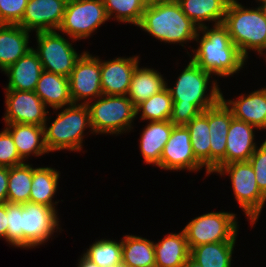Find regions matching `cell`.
<instances>
[{
  "label": "cell",
  "instance_id": "cell-1",
  "mask_svg": "<svg viewBox=\"0 0 266 267\" xmlns=\"http://www.w3.org/2000/svg\"><path fill=\"white\" fill-rule=\"evenodd\" d=\"M199 28L190 59L212 76L227 78L243 70L247 59L231 41L228 29L223 24ZM202 34V36L200 35Z\"/></svg>",
  "mask_w": 266,
  "mask_h": 267
},
{
  "label": "cell",
  "instance_id": "cell-2",
  "mask_svg": "<svg viewBox=\"0 0 266 267\" xmlns=\"http://www.w3.org/2000/svg\"><path fill=\"white\" fill-rule=\"evenodd\" d=\"M137 27L160 42L179 43L183 47L185 43L194 41L199 31L176 0L146 7Z\"/></svg>",
  "mask_w": 266,
  "mask_h": 267
},
{
  "label": "cell",
  "instance_id": "cell-3",
  "mask_svg": "<svg viewBox=\"0 0 266 267\" xmlns=\"http://www.w3.org/2000/svg\"><path fill=\"white\" fill-rule=\"evenodd\" d=\"M223 25L240 53L249 58V51L266 60V18L259 6L244 7L238 0H230ZM249 50V51H248Z\"/></svg>",
  "mask_w": 266,
  "mask_h": 267
},
{
  "label": "cell",
  "instance_id": "cell-4",
  "mask_svg": "<svg viewBox=\"0 0 266 267\" xmlns=\"http://www.w3.org/2000/svg\"><path fill=\"white\" fill-rule=\"evenodd\" d=\"M59 109L62 111L58 112L49 127L46 123L43 126L44 142L48 152H81L84 131L89 128V132L94 134L87 104H71Z\"/></svg>",
  "mask_w": 266,
  "mask_h": 267
},
{
  "label": "cell",
  "instance_id": "cell-5",
  "mask_svg": "<svg viewBox=\"0 0 266 267\" xmlns=\"http://www.w3.org/2000/svg\"><path fill=\"white\" fill-rule=\"evenodd\" d=\"M180 73L174 87H168V82L166 83L173 104L197 106L203 112L221 100L222 91L217 80L210 81L213 76L191 59Z\"/></svg>",
  "mask_w": 266,
  "mask_h": 267
},
{
  "label": "cell",
  "instance_id": "cell-6",
  "mask_svg": "<svg viewBox=\"0 0 266 267\" xmlns=\"http://www.w3.org/2000/svg\"><path fill=\"white\" fill-rule=\"evenodd\" d=\"M93 101L87 106L94 134L117 136L134 129L136 107L127 95H101Z\"/></svg>",
  "mask_w": 266,
  "mask_h": 267
},
{
  "label": "cell",
  "instance_id": "cell-7",
  "mask_svg": "<svg viewBox=\"0 0 266 267\" xmlns=\"http://www.w3.org/2000/svg\"><path fill=\"white\" fill-rule=\"evenodd\" d=\"M215 173L220 176H225V174L229 176L234 198L250 221V226L253 227L260 217L266 196L257 185L250 162H232L221 166Z\"/></svg>",
  "mask_w": 266,
  "mask_h": 267
},
{
  "label": "cell",
  "instance_id": "cell-8",
  "mask_svg": "<svg viewBox=\"0 0 266 267\" xmlns=\"http://www.w3.org/2000/svg\"><path fill=\"white\" fill-rule=\"evenodd\" d=\"M235 213L208 212L195 217L183 228L191 250L201 244L236 241L239 225Z\"/></svg>",
  "mask_w": 266,
  "mask_h": 267
},
{
  "label": "cell",
  "instance_id": "cell-9",
  "mask_svg": "<svg viewBox=\"0 0 266 267\" xmlns=\"http://www.w3.org/2000/svg\"><path fill=\"white\" fill-rule=\"evenodd\" d=\"M108 20L103 0H68L57 31L66 34L73 42L88 39Z\"/></svg>",
  "mask_w": 266,
  "mask_h": 267
},
{
  "label": "cell",
  "instance_id": "cell-10",
  "mask_svg": "<svg viewBox=\"0 0 266 267\" xmlns=\"http://www.w3.org/2000/svg\"><path fill=\"white\" fill-rule=\"evenodd\" d=\"M36 52L43 70L69 78L76 61L82 56L77 53L69 39L59 31H45L36 33ZM65 37V38H64Z\"/></svg>",
  "mask_w": 266,
  "mask_h": 267
},
{
  "label": "cell",
  "instance_id": "cell-11",
  "mask_svg": "<svg viewBox=\"0 0 266 267\" xmlns=\"http://www.w3.org/2000/svg\"><path fill=\"white\" fill-rule=\"evenodd\" d=\"M58 211L28 201L22 204L21 228L23 230V249H33L45 244L58 230ZM60 226V228H59Z\"/></svg>",
  "mask_w": 266,
  "mask_h": 267
},
{
  "label": "cell",
  "instance_id": "cell-12",
  "mask_svg": "<svg viewBox=\"0 0 266 267\" xmlns=\"http://www.w3.org/2000/svg\"><path fill=\"white\" fill-rule=\"evenodd\" d=\"M69 84L73 104H88L103 95L101 59L84 51L74 65L69 76Z\"/></svg>",
  "mask_w": 266,
  "mask_h": 267
},
{
  "label": "cell",
  "instance_id": "cell-13",
  "mask_svg": "<svg viewBox=\"0 0 266 267\" xmlns=\"http://www.w3.org/2000/svg\"><path fill=\"white\" fill-rule=\"evenodd\" d=\"M5 123L44 126L52 117L44 102L34 91L5 90Z\"/></svg>",
  "mask_w": 266,
  "mask_h": 267
},
{
  "label": "cell",
  "instance_id": "cell-14",
  "mask_svg": "<svg viewBox=\"0 0 266 267\" xmlns=\"http://www.w3.org/2000/svg\"><path fill=\"white\" fill-rule=\"evenodd\" d=\"M202 167L193 153L188 129L185 125H175L161 155V170L198 172Z\"/></svg>",
  "mask_w": 266,
  "mask_h": 267
},
{
  "label": "cell",
  "instance_id": "cell-15",
  "mask_svg": "<svg viewBox=\"0 0 266 267\" xmlns=\"http://www.w3.org/2000/svg\"><path fill=\"white\" fill-rule=\"evenodd\" d=\"M68 0H28L19 26L29 32L57 31Z\"/></svg>",
  "mask_w": 266,
  "mask_h": 267
},
{
  "label": "cell",
  "instance_id": "cell-16",
  "mask_svg": "<svg viewBox=\"0 0 266 267\" xmlns=\"http://www.w3.org/2000/svg\"><path fill=\"white\" fill-rule=\"evenodd\" d=\"M231 110L220 100L208 108V125L210 131V174L225 165L227 133L233 119Z\"/></svg>",
  "mask_w": 266,
  "mask_h": 267
},
{
  "label": "cell",
  "instance_id": "cell-17",
  "mask_svg": "<svg viewBox=\"0 0 266 267\" xmlns=\"http://www.w3.org/2000/svg\"><path fill=\"white\" fill-rule=\"evenodd\" d=\"M140 56L101 59V88L103 95H127L133 72L140 64Z\"/></svg>",
  "mask_w": 266,
  "mask_h": 267
},
{
  "label": "cell",
  "instance_id": "cell-18",
  "mask_svg": "<svg viewBox=\"0 0 266 267\" xmlns=\"http://www.w3.org/2000/svg\"><path fill=\"white\" fill-rule=\"evenodd\" d=\"M221 100L231 110L235 119L244 121L258 130H266V86L240 94L238 98L226 100L221 93Z\"/></svg>",
  "mask_w": 266,
  "mask_h": 267
},
{
  "label": "cell",
  "instance_id": "cell-19",
  "mask_svg": "<svg viewBox=\"0 0 266 267\" xmlns=\"http://www.w3.org/2000/svg\"><path fill=\"white\" fill-rule=\"evenodd\" d=\"M254 126L233 118L226 141L225 165L232 162L248 161L258 144L255 141ZM255 141V142H254Z\"/></svg>",
  "mask_w": 266,
  "mask_h": 267
},
{
  "label": "cell",
  "instance_id": "cell-20",
  "mask_svg": "<svg viewBox=\"0 0 266 267\" xmlns=\"http://www.w3.org/2000/svg\"><path fill=\"white\" fill-rule=\"evenodd\" d=\"M43 66L33 48L4 72L8 76L5 90L35 91Z\"/></svg>",
  "mask_w": 266,
  "mask_h": 267
},
{
  "label": "cell",
  "instance_id": "cell-21",
  "mask_svg": "<svg viewBox=\"0 0 266 267\" xmlns=\"http://www.w3.org/2000/svg\"><path fill=\"white\" fill-rule=\"evenodd\" d=\"M175 125L170 120L149 121L141 132L139 148L144 162L160 168L161 155Z\"/></svg>",
  "mask_w": 266,
  "mask_h": 267
},
{
  "label": "cell",
  "instance_id": "cell-22",
  "mask_svg": "<svg viewBox=\"0 0 266 267\" xmlns=\"http://www.w3.org/2000/svg\"><path fill=\"white\" fill-rule=\"evenodd\" d=\"M31 32L18 24H0V70L5 71L33 47L29 46Z\"/></svg>",
  "mask_w": 266,
  "mask_h": 267
},
{
  "label": "cell",
  "instance_id": "cell-23",
  "mask_svg": "<svg viewBox=\"0 0 266 267\" xmlns=\"http://www.w3.org/2000/svg\"><path fill=\"white\" fill-rule=\"evenodd\" d=\"M19 156L24 160L32 156L49 154L44 142V127L34 124L5 123Z\"/></svg>",
  "mask_w": 266,
  "mask_h": 267
},
{
  "label": "cell",
  "instance_id": "cell-24",
  "mask_svg": "<svg viewBox=\"0 0 266 267\" xmlns=\"http://www.w3.org/2000/svg\"><path fill=\"white\" fill-rule=\"evenodd\" d=\"M34 92L46 107L55 111L73 104L69 78L59 74L43 71Z\"/></svg>",
  "mask_w": 266,
  "mask_h": 267
},
{
  "label": "cell",
  "instance_id": "cell-25",
  "mask_svg": "<svg viewBox=\"0 0 266 267\" xmlns=\"http://www.w3.org/2000/svg\"><path fill=\"white\" fill-rule=\"evenodd\" d=\"M155 267H182L190 256L185 233H169L154 242Z\"/></svg>",
  "mask_w": 266,
  "mask_h": 267
},
{
  "label": "cell",
  "instance_id": "cell-26",
  "mask_svg": "<svg viewBox=\"0 0 266 267\" xmlns=\"http://www.w3.org/2000/svg\"><path fill=\"white\" fill-rule=\"evenodd\" d=\"M183 13L191 19L198 28L207 26L206 22L213 25L223 24L227 6L230 0H176Z\"/></svg>",
  "mask_w": 266,
  "mask_h": 267
},
{
  "label": "cell",
  "instance_id": "cell-27",
  "mask_svg": "<svg viewBox=\"0 0 266 267\" xmlns=\"http://www.w3.org/2000/svg\"><path fill=\"white\" fill-rule=\"evenodd\" d=\"M139 66L133 72L127 93L135 107L166 87V79L158 70Z\"/></svg>",
  "mask_w": 266,
  "mask_h": 267
},
{
  "label": "cell",
  "instance_id": "cell-28",
  "mask_svg": "<svg viewBox=\"0 0 266 267\" xmlns=\"http://www.w3.org/2000/svg\"><path fill=\"white\" fill-rule=\"evenodd\" d=\"M60 172L51 167H33V177L29 201L37 204H43L53 209L57 205L54 202V196L58 190Z\"/></svg>",
  "mask_w": 266,
  "mask_h": 267
},
{
  "label": "cell",
  "instance_id": "cell-29",
  "mask_svg": "<svg viewBox=\"0 0 266 267\" xmlns=\"http://www.w3.org/2000/svg\"><path fill=\"white\" fill-rule=\"evenodd\" d=\"M122 264L128 267H155L154 241L136 235H123Z\"/></svg>",
  "mask_w": 266,
  "mask_h": 267
},
{
  "label": "cell",
  "instance_id": "cell-30",
  "mask_svg": "<svg viewBox=\"0 0 266 267\" xmlns=\"http://www.w3.org/2000/svg\"><path fill=\"white\" fill-rule=\"evenodd\" d=\"M186 128L190 133L193 153L205 167L206 176L210 175V131L208 125V109L194 117Z\"/></svg>",
  "mask_w": 266,
  "mask_h": 267
},
{
  "label": "cell",
  "instance_id": "cell-31",
  "mask_svg": "<svg viewBox=\"0 0 266 267\" xmlns=\"http://www.w3.org/2000/svg\"><path fill=\"white\" fill-rule=\"evenodd\" d=\"M236 241L201 244L190 250V256L203 267H231Z\"/></svg>",
  "mask_w": 266,
  "mask_h": 267
},
{
  "label": "cell",
  "instance_id": "cell-32",
  "mask_svg": "<svg viewBox=\"0 0 266 267\" xmlns=\"http://www.w3.org/2000/svg\"><path fill=\"white\" fill-rule=\"evenodd\" d=\"M33 166L28 162L9 168L7 202L23 204L29 201Z\"/></svg>",
  "mask_w": 266,
  "mask_h": 267
},
{
  "label": "cell",
  "instance_id": "cell-33",
  "mask_svg": "<svg viewBox=\"0 0 266 267\" xmlns=\"http://www.w3.org/2000/svg\"><path fill=\"white\" fill-rule=\"evenodd\" d=\"M172 106V97L169 90L165 87L159 93L140 103L136 107V115L140 112V120L147 122L170 120Z\"/></svg>",
  "mask_w": 266,
  "mask_h": 267
},
{
  "label": "cell",
  "instance_id": "cell-34",
  "mask_svg": "<svg viewBox=\"0 0 266 267\" xmlns=\"http://www.w3.org/2000/svg\"><path fill=\"white\" fill-rule=\"evenodd\" d=\"M100 267H115L122 264V239H100L92 243L83 253Z\"/></svg>",
  "mask_w": 266,
  "mask_h": 267
},
{
  "label": "cell",
  "instance_id": "cell-35",
  "mask_svg": "<svg viewBox=\"0 0 266 267\" xmlns=\"http://www.w3.org/2000/svg\"><path fill=\"white\" fill-rule=\"evenodd\" d=\"M107 16L118 22L139 25L146 7L142 0H103Z\"/></svg>",
  "mask_w": 266,
  "mask_h": 267
},
{
  "label": "cell",
  "instance_id": "cell-36",
  "mask_svg": "<svg viewBox=\"0 0 266 267\" xmlns=\"http://www.w3.org/2000/svg\"><path fill=\"white\" fill-rule=\"evenodd\" d=\"M7 243L23 249V230L21 228L22 204L6 202Z\"/></svg>",
  "mask_w": 266,
  "mask_h": 267
},
{
  "label": "cell",
  "instance_id": "cell-37",
  "mask_svg": "<svg viewBox=\"0 0 266 267\" xmlns=\"http://www.w3.org/2000/svg\"><path fill=\"white\" fill-rule=\"evenodd\" d=\"M25 161L19 156L11 134L4 128L0 132V167L11 168Z\"/></svg>",
  "mask_w": 266,
  "mask_h": 267
},
{
  "label": "cell",
  "instance_id": "cell-38",
  "mask_svg": "<svg viewBox=\"0 0 266 267\" xmlns=\"http://www.w3.org/2000/svg\"><path fill=\"white\" fill-rule=\"evenodd\" d=\"M28 0H0V24H18Z\"/></svg>",
  "mask_w": 266,
  "mask_h": 267
},
{
  "label": "cell",
  "instance_id": "cell-39",
  "mask_svg": "<svg viewBox=\"0 0 266 267\" xmlns=\"http://www.w3.org/2000/svg\"><path fill=\"white\" fill-rule=\"evenodd\" d=\"M248 161L254 170L260 191L266 196V139L255 149Z\"/></svg>",
  "mask_w": 266,
  "mask_h": 267
},
{
  "label": "cell",
  "instance_id": "cell-40",
  "mask_svg": "<svg viewBox=\"0 0 266 267\" xmlns=\"http://www.w3.org/2000/svg\"><path fill=\"white\" fill-rule=\"evenodd\" d=\"M202 111L197 106L173 104L170 121L174 125H186Z\"/></svg>",
  "mask_w": 266,
  "mask_h": 267
},
{
  "label": "cell",
  "instance_id": "cell-41",
  "mask_svg": "<svg viewBox=\"0 0 266 267\" xmlns=\"http://www.w3.org/2000/svg\"><path fill=\"white\" fill-rule=\"evenodd\" d=\"M9 168L0 167V204L7 202Z\"/></svg>",
  "mask_w": 266,
  "mask_h": 267
},
{
  "label": "cell",
  "instance_id": "cell-42",
  "mask_svg": "<svg viewBox=\"0 0 266 267\" xmlns=\"http://www.w3.org/2000/svg\"><path fill=\"white\" fill-rule=\"evenodd\" d=\"M7 215H6V203L0 204V238H4L7 242Z\"/></svg>",
  "mask_w": 266,
  "mask_h": 267
},
{
  "label": "cell",
  "instance_id": "cell-43",
  "mask_svg": "<svg viewBox=\"0 0 266 267\" xmlns=\"http://www.w3.org/2000/svg\"><path fill=\"white\" fill-rule=\"evenodd\" d=\"M77 267H100L99 265L95 264L89 258H87L84 254L80 256L78 259Z\"/></svg>",
  "mask_w": 266,
  "mask_h": 267
},
{
  "label": "cell",
  "instance_id": "cell-44",
  "mask_svg": "<svg viewBox=\"0 0 266 267\" xmlns=\"http://www.w3.org/2000/svg\"><path fill=\"white\" fill-rule=\"evenodd\" d=\"M174 0H142L145 7L153 6V5H159L164 3H169Z\"/></svg>",
  "mask_w": 266,
  "mask_h": 267
},
{
  "label": "cell",
  "instance_id": "cell-45",
  "mask_svg": "<svg viewBox=\"0 0 266 267\" xmlns=\"http://www.w3.org/2000/svg\"><path fill=\"white\" fill-rule=\"evenodd\" d=\"M182 267H203V266L199 264L196 260H194L191 256H189Z\"/></svg>",
  "mask_w": 266,
  "mask_h": 267
},
{
  "label": "cell",
  "instance_id": "cell-46",
  "mask_svg": "<svg viewBox=\"0 0 266 267\" xmlns=\"http://www.w3.org/2000/svg\"><path fill=\"white\" fill-rule=\"evenodd\" d=\"M259 8L261 9L264 17L266 18V3H258Z\"/></svg>",
  "mask_w": 266,
  "mask_h": 267
},
{
  "label": "cell",
  "instance_id": "cell-47",
  "mask_svg": "<svg viewBox=\"0 0 266 267\" xmlns=\"http://www.w3.org/2000/svg\"><path fill=\"white\" fill-rule=\"evenodd\" d=\"M257 3H266V0H255Z\"/></svg>",
  "mask_w": 266,
  "mask_h": 267
},
{
  "label": "cell",
  "instance_id": "cell-48",
  "mask_svg": "<svg viewBox=\"0 0 266 267\" xmlns=\"http://www.w3.org/2000/svg\"><path fill=\"white\" fill-rule=\"evenodd\" d=\"M115 267H128L127 265H124V264H120L118 266H115Z\"/></svg>",
  "mask_w": 266,
  "mask_h": 267
}]
</instances>
